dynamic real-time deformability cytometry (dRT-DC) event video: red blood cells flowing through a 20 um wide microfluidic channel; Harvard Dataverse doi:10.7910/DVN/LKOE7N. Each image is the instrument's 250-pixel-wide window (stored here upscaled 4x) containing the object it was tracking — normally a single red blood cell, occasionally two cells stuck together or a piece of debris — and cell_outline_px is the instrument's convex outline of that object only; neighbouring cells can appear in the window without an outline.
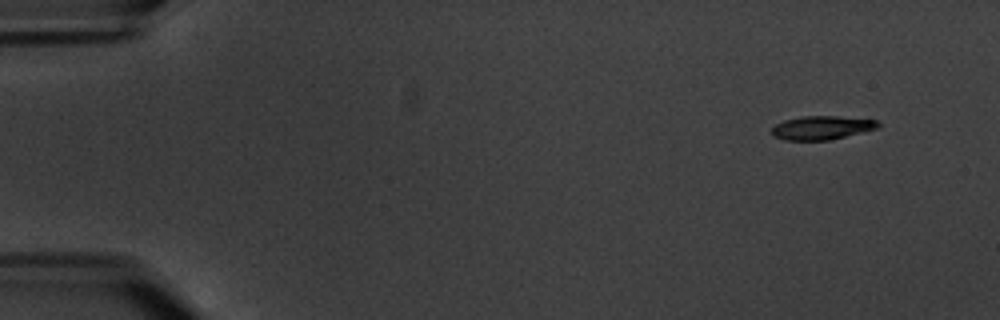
{"species": "common noctule bat (a hibernating species)", "species_latin": "Nyctalus noctula", "temperature_condition": "warm", "stored_images_in_passage": 5, "camera_frame_rate_fps": 3000, "um_per_image_px": 0.085, "animal": {"sex": "male", "body_mass_g": 20.1, "forearm_length_mm": 53.5}, "frame": {"image": 1, "passage_image": 1, "time_ms": 0.0, "image_size_px": [1000, 320], "cell_outline_px": [[880, 124], [876, 128], [828, 140], [784, 140], [772, 136], [772, 128], [776, 124], [784, 120], [804, 116], [836, 116], [876, 120]], "centroid_in_image_um": [69.78, 10.85], "position_along_channel_um": 15.2, "area_um2": 14.39}}
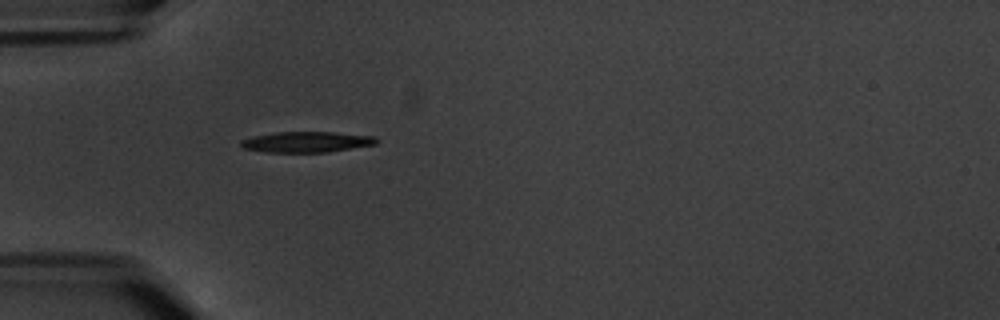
{"frame": {"image": 2, "passage_image": 5, "time_ms": 4.667, "image_size_px": [1000, 320], "cell_outline_px": [[380, 140], [376, 144], [328, 152], [264, 152], [244, 148], [240, 144], [240, 140], [252, 136], [276, 132], [332, 132], [372, 136]], "centroid_in_image_um": [26.04, 12.06], "position_along_channel_um": 59.0, "area_um2": 16.3}}